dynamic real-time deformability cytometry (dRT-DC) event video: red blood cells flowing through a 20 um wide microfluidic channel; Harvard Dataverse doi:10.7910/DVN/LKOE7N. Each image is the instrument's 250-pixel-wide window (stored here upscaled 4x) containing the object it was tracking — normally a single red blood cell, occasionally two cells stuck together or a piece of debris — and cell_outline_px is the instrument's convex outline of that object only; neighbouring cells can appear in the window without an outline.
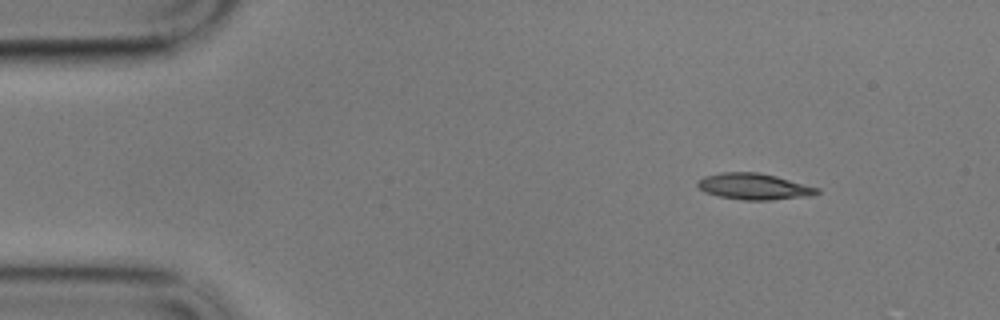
{"species": "common noctule bat (a hibernating species)", "species_latin": "Nyctalus noctula", "temperature_condition": "cold", "stored_images_in_passage": 52, "camera_frame_rate_fps": 3000, "um_per_image_px": 0.085, "animal": {"sex": "male", "body_mass_g": 17.9}, "frame": {"image": 1, "passage_image": 1, "time_ms": 0.0, "image_size_px": [1000, 320], "cell_outline_px": [[820, 192], [812, 196], [772, 200], [744, 200], [720, 196], [704, 192], [696, 184], [696, 180], [704, 176], [720, 172], [760, 172], [776, 176], [820, 188]], "centroid_in_image_um": [64.09, 15.85], "position_along_channel_um": 20.9, "area_um2": 18.44}}
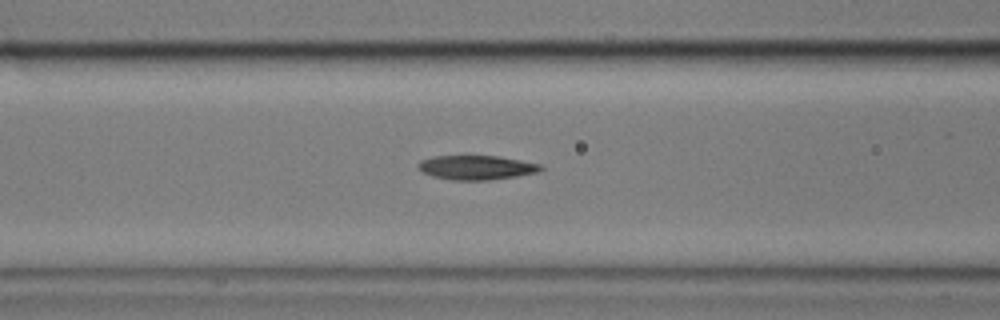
{"frame": {"image": 2, "passage_image": 17, "time_ms": 5.333, "image_size_px": [1000, 320], "cell_outline_px": [[544, 168], [536, 172], [516, 176], [488, 180], [452, 180], [432, 176], [424, 172], [416, 164], [420, 160], [432, 156], [496, 156], [544, 164]], "centroid_in_image_um": [40.5, 14.23], "position_along_channel_um": 126.1, "area_um2": 17.28}}
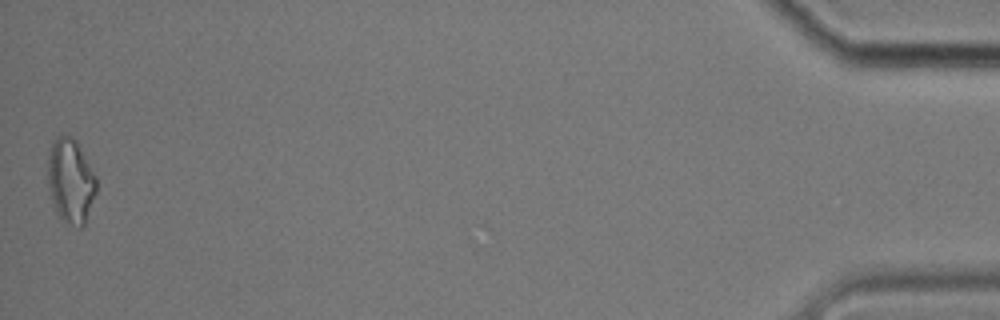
{"frame": {"image": 3, "passage_image": 52, "time_ms": 17.0, "image_size_px": [1000, 320], "cell_outline_px": [[96, 192], [84, 224], [80, 228], [64, 220], [60, 216], [52, 200], [48, 184], [48, 156], [52, 144], [56, 136], [60, 132], [76, 140], [96, 176]], "centroid_in_image_um": [6.0, 15.32], "position_along_channel_um": 429.2, "area_um2": 23.52}, "authors_computed_cell_mechanics": {"area_um2": 17.7157, "velocity_mm_per_s": 3.3973, "shape_relaxation_time_tau1_ms": 9.6147, "shape_relaxation_time_tau2_ms": 8.5414, "deformation_change_tau1": 0.2321, "deformation_change_tau2": 0.1783}}